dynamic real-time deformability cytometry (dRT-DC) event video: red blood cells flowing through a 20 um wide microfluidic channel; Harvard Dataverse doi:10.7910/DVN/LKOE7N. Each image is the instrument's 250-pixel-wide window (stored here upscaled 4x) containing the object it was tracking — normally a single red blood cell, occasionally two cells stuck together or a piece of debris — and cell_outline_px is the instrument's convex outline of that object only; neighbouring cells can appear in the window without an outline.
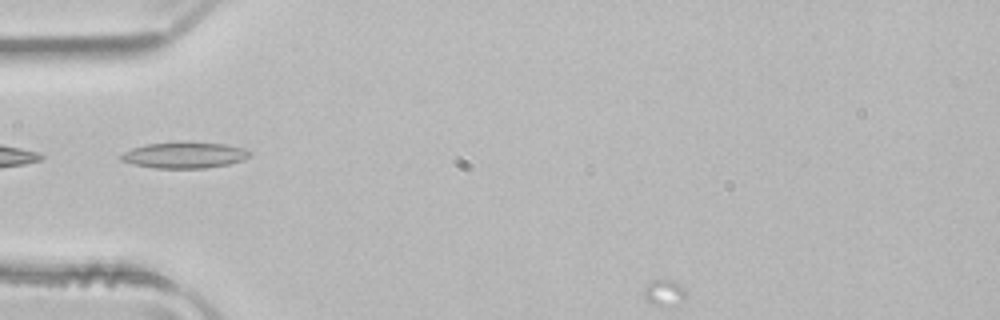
{"species": "common noctule bat (a hibernating species)", "species_latin": "Nyctalus noctula", "temperature_condition": "room temperature", "stored_images_in_passage": 32, "camera_frame_rate_fps": 3000, "um_per_image_px": 0.085, "animal": {"sex": "male", "body_mass_g": 21.5, "forearm_length_mm": 52.0}, "frame": {"image": 1, "passage_image": 1, "time_ms": 0.0, "image_size_px": [1000, 320], "cell_outline_px": [[252, 152], [244, 160], [228, 164], [204, 168], [152, 168], [132, 164], [120, 160], [120, 156], [124, 152], [132, 148], [148, 144], [184, 140], [224, 144], [244, 148]], "centroid_in_image_um": [15.67, 13.16], "position_along_channel_um": 69.3, "area_um2": 19.94}}
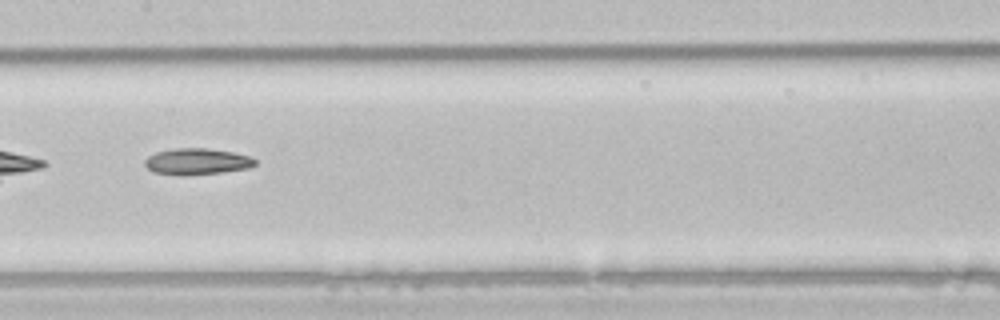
{"frame": {"image": 2, "passage_image": 10, "time_ms": 3.0, "image_size_px": [1000, 320], "cell_outline_px": [[256, 164], [248, 168], [220, 172], [152, 172], [144, 164], [144, 160], [148, 156], [156, 152], [172, 148], [208, 148], [232, 152], [252, 156], [256, 160]], "centroid_in_image_um": [16.78, 13.66], "position_along_channel_um": 190.6, "area_um2": 16.07}}
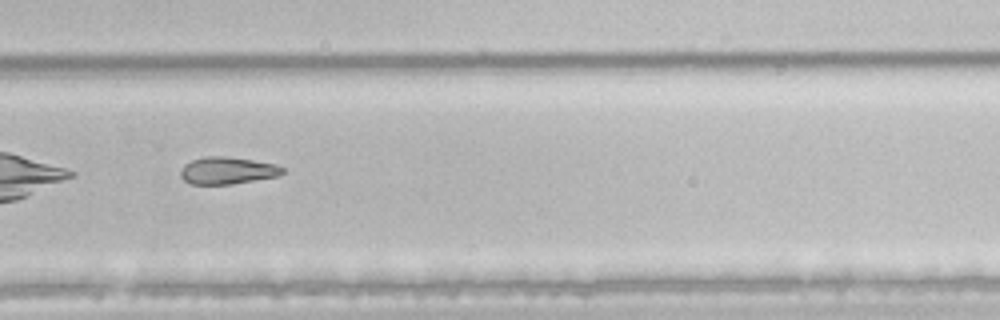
{"frame": {"image": 3, "passage_image": 19, "time_ms": 6.0, "image_size_px": [1000, 320], "cell_outline_px": [[284, 172], [276, 176], [232, 184], [192, 184], [184, 180], [180, 176], [180, 172], [184, 164], [192, 160], [204, 156], [224, 156], [252, 160], [276, 164], [284, 168]], "centroid_in_image_um": [19.3, 14.49], "position_along_channel_um": 310.5, "area_um2": 16.01}}